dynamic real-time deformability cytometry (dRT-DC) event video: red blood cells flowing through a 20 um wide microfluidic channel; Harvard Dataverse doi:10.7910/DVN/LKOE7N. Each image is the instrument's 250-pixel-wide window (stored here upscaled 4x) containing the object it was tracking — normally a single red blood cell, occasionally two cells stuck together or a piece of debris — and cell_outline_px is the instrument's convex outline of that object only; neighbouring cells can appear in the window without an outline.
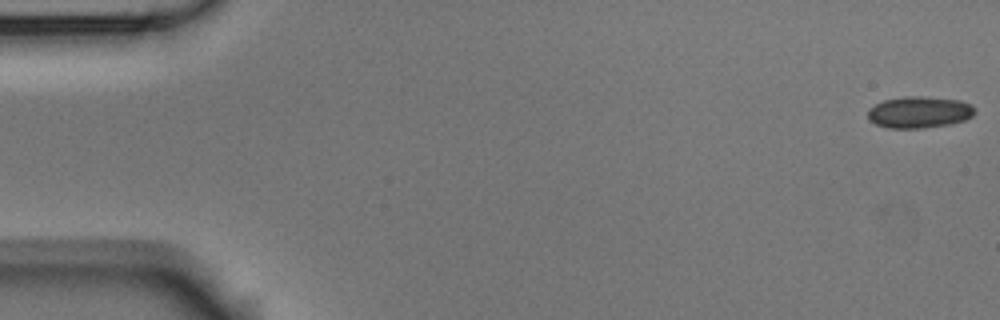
{"species": "Egyptian fruit bat (a non-hibernating species)", "species_latin": "Rousettus aegyptiacus", "temperature_condition": "room temperature", "stored_images_in_passage": 56, "camera_frame_rate_fps": 3000, "um_per_image_px": 0.085, "animal": {"sex": "male"}, "frame": {"image": 1, "passage_image": 1, "time_ms": 0.0, "image_size_px": [1000, 320], "cell_outline_px": [[976, 112], [972, 116], [964, 120], [948, 124], [924, 128], [888, 128], [876, 124], [868, 120], [868, 108], [884, 100], [904, 96], [920, 96], [960, 100], [976, 108]], "centroid_in_image_um": [78.12, 9.53], "position_along_channel_um": 6.9, "area_um2": 19.71}}
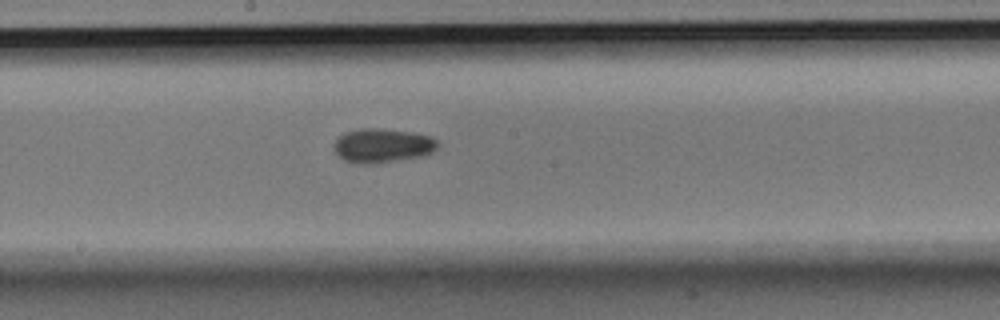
{"frame": {"image": 2, "passage_image": 30, "time_ms": 9.667, "image_size_px": [1000, 320], "cell_outline_px": [[440, 144], [432, 152], [424, 156], [376, 164], [364, 164], [344, 160], [336, 152], [332, 144], [344, 132], [360, 128], [376, 128], [412, 132], [432, 136]], "centroid_in_image_um": [32.53, 12.37], "position_along_channel_um": 215.7, "area_um2": 20.81}}
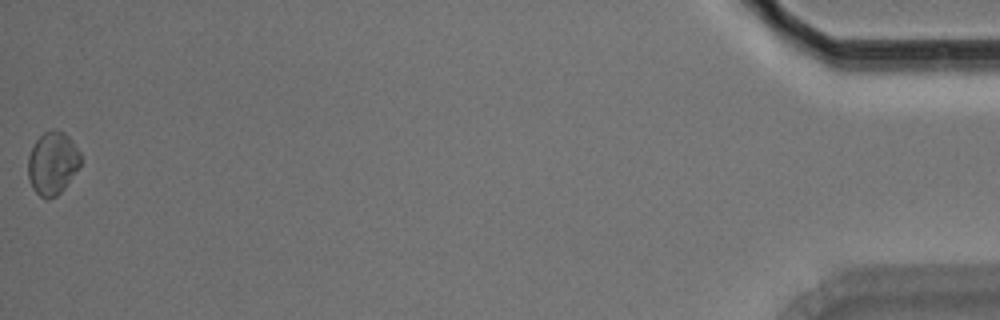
{"frame": {"image": 3, "passage_image": 56, "time_ms": 18.333, "image_size_px": [1000, 320], "cell_outline_px": [[80, 164], [64, 188], [56, 196], [48, 200], [44, 200], [32, 188], [28, 176], [28, 156], [36, 140], [44, 132], [52, 128], [56, 128], [64, 132], [72, 140], [80, 152]], "centroid_in_image_um": [4.45, 13.86], "position_along_channel_um": 430.8, "area_um2": 19.31}, "authors_computed_cell_mechanics": {"area_um2": 18.8717, "velocity_mm_per_s": 3.6026, "shape_relaxation_time_tau1_ms": 5.8002, "shape_relaxation_time_tau2_ms": null, "deformation_change_tau1": 0.0644, "deformation_change_tau2": null}}